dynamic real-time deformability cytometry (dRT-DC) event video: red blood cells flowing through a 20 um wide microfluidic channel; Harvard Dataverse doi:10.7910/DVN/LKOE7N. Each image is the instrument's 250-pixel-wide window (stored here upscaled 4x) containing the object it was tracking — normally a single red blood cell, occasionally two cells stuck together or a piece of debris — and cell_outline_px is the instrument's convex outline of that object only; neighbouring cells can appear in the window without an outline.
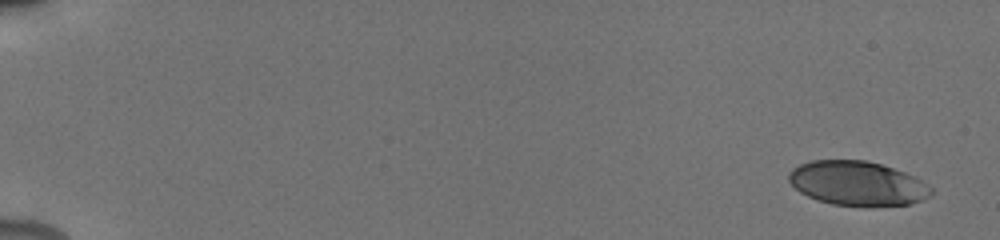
{"species": "human", "species_latin": "Homo sapiens", "temperature_condition": "cold", "stored_images_in_passage": 7, "camera_frame_rate_fps": 3000, "um_per_image_px": 0.085, "donor": {"sex": "male"}, "frame": {"image": 1, "passage_image": 1, "time_ms": 0.0, "image_size_px": [1000, 240], "cell_outline_px": [[932, 196], [908, 204], [832, 204], [808, 196], [800, 192], [788, 180], [788, 172], [792, 168], [800, 164], [812, 160], [864, 160], [880, 164], [916, 176], [924, 180], [932, 188]], "centroid_in_image_um": [72.88, 15.55], "position_along_channel_um": 12.1, "area_um2": 36.18}}
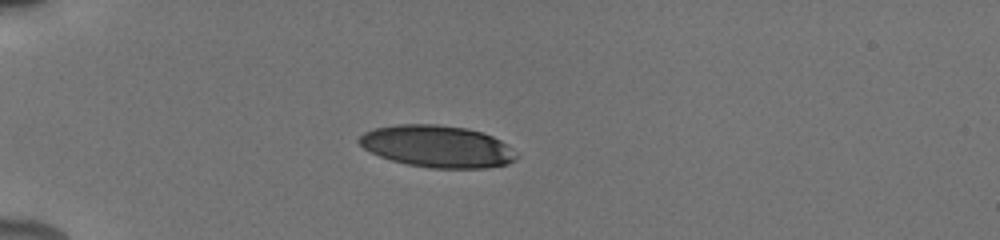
{"frame": {"image": 2, "passage_image": 6, "time_ms": 4.667, "image_size_px": [1000, 240], "cell_outline_px": [[520, 156], [516, 160], [508, 164], [488, 168], [432, 168], [408, 164], [392, 160], [380, 156], [364, 148], [356, 140], [364, 132], [376, 128], [396, 124], [436, 124], [468, 128], [484, 132], [500, 140]], "centroid_in_image_um": [37.2, 12.44], "position_along_channel_um": 47.8, "area_um2": 38.55}}